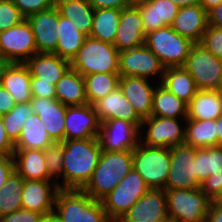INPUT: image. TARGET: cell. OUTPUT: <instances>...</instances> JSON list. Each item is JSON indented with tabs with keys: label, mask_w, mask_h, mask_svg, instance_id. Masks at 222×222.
Masks as SVG:
<instances>
[{
	"label": "cell",
	"mask_w": 222,
	"mask_h": 222,
	"mask_svg": "<svg viewBox=\"0 0 222 222\" xmlns=\"http://www.w3.org/2000/svg\"><path fill=\"white\" fill-rule=\"evenodd\" d=\"M60 189L81 190L98 165L101 147L98 138L64 140Z\"/></svg>",
	"instance_id": "obj_1"
},
{
	"label": "cell",
	"mask_w": 222,
	"mask_h": 222,
	"mask_svg": "<svg viewBox=\"0 0 222 222\" xmlns=\"http://www.w3.org/2000/svg\"><path fill=\"white\" fill-rule=\"evenodd\" d=\"M133 169V150L102 151L91 178L81 189L93 199L101 201Z\"/></svg>",
	"instance_id": "obj_2"
},
{
	"label": "cell",
	"mask_w": 222,
	"mask_h": 222,
	"mask_svg": "<svg viewBox=\"0 0 222 222\" xmlns=\"http://www.w3.org/2000/svg\"><path fill=\"white\" fill-rule=\"evenodd\" d=\"M53 215L57 222H111L101 201L77 189H59Z\"/></svg>",
	"instance_id": "obj_3"
},
{
	"label": "cell",
	"mask_w": 222,
	"mask_h": 222,
	"mask_svg": "<svg viewBox=\"0 0 222 222\" xmlns=\"http://www.w3.org/2000/svg\"><path fill=\"white\" fill-rule=\"evenodd\" d=\"M70 65L82 76L94 73H119V51L114 44L88 36Z\"/></svg>",
	"instance_id": "obj_4"
},
{
	"label": "cell",
	"mask_w": 222,
	"mask_h": 222,
	"mask_svg": "<svg viewBox=\"0 0 222 222\" xmlns=\"http://www.w3.org/2000/svg\"><path fill=\"white\" fill-rule=\"evenodd\" d=\"M171 165L170 149L138 142L133 149V169L150 189L165 190Z\"/></svg>",
	"instance_id": "obj_5"
},
{
	"label": "cell",
	"mask_w": 222,
	"mask_h": 222,
	"mask_svg": "<svg viewBox=\"0 0 222 222\" xmlns=\"http://www.w3.org/2000/svg\"><path fill=\"white\" fill-rule=\"evenodd\" d=\"M194 44L190 39L175 32L171 26L146 33L144 43L164 68L184 66Z\"/></svg>",
	"instance_id": "obj_6"
},
{
	"label": "cell",
	"mask_w": 222,
	"mask_h": 222,
	"mask_svg": "<svg viewBox=\"0 0 222 222\" xmlns=\"http://www.w3.org/2000/svg\"><path fill=\"white\" fill-rule=\"evenodd\" d=\"M170 222H206L211 200L197 189H165Z\"/></svg>",
	"instance_id": "obj_7"
},
{
	"label": "cell",
	"mask_w": 222,
	"mask_h": 222,
	"mask_svg": "<svg viewBox=\"0 0 222 222\" xmlns=\"http://www.w3.org/2000/svg\"><path fill=\"white\" fill-rule=\"evenodd\" d=\"M150 188L142 177L132 169L119 184L101 200L107 217L111 222H118L122 216L144 196Z\"/></svg>",
	"instance_id": "obj_8"
},
{
	"label": "cell",
	"mask_w": 222,
	"mask_h": 222,
	"mask_svg": "<svg viewBox=\"0 0 222 222\" xmlns=\"http://www.w3.org/2000/svg\"><path fill=\"white\" fill-rule=\"evenodd\" d=\"M182 121L185 123L186 119L151 115L141 123L139 142L150 147H165L169 149L184 144L185 124Z\"/></svg>",
	"instance_id": "obj_9"
},
{
	"label": "cell",
	"mask_w": 222,
	"mask_h": 222,
	"mask_svg": "<svg viewBox=\"0 0 222 222\" xmlns=\"http://www.w3.org/2000/svg\"><path fill=\"white\" fill-rule=\"evenodd\" d=\"M222 59L215 57L200 43H195L183 66L192 76L198 90H221Z\"/></svg>",
	"instance_id": "obj_10"
},
{
	"label": "cell",
	"mask_w": 222,
	"mask_h": 222,
	"mask_svg": "<svg viewBox=\"0 0 222 222\" xmlns=\"http://www.w3.org/2000/svg\"><path fill=\"white\" fill-rule=\"evenodd\" d=\"M171 165L165 189H197L201 181L196 175V148L180 144L170 148Z\"/></svg>",
	"instance_id": "obj_11"
},
{
	"label": "cell",
	"mask_w": 222,
	"mask_h": 222,
	"mask_svg": "<svg viewBox=\"0 0 222 222\" xmlns=\"http://www.w3.org/2000/svg\"><path fill=\"white\" fill-rule=\"evenodd\" d=\"M36 53L34 35L26 19L0 32V58L4 63H25Z\"/></svg>",
	"instance_id": "obj_12"
},
{
	"label": "cell",
	"mask_w": 222,
	"mask_h": 222,
	"mask_svg": "<svg viewBox=\"0 0 222 222\" xmlns=\"http://www.w3.org/2000/svg\"><path fill=\"white\" fill-rule=\"evenodd\" d=\"M164 70L157 56L145 45L119 52V75L122 77L146 78L160 84Z\"/></svg>",
	"instance_id": "obj_13"
},
{
	"label": "cell",
	"mask_w": 222,
	"mask_h": 222,
	"mask_svg": "<svg viewBox=\"0 0 222 222\" xmlns=\"http://www.w3.org/2000/svg\"><path fill=\"white\" fill-rule=\"evenodd\" d=\"M196 175L200 189L212 201L222 187V146L196 148Z\"/></svg>",
	"instance_id": "obj_14"
},
{
	"label": "cell",
	"mask_w": 222,
	"mask_h": 222,
	"mask_svg": "<svg viewBox=\"0 0 222 222\" xmlns=\"http://www.w3.org/2000/svg\"><path fill=\"white\" fill-rule=\"evenodd\" d=\"M98 141L102 151L133 150L139 142V129L131 122L110 119L101 122Z\"/></svg>",
	"instance_id": "obj_15"
},
{
	"label": "cell",
	"mask_w": 222,
	"mask_h": 222,
	"mask_svg": "<svg viewBox=\"0 0 222 222\" xmlns=\"http://www.w3.org/2000/svg\"><path fill=\"white\" fill-rule=\"evenodd\" d=\"M167 196L163 189H150L118 222H169Z\"/></svg>",
	"instance_id": "obj_16"
},
{
	"label": "cell",
	"mask_w": 222,
	"mask_h": 222,
	"mask_svg": "<svg viewBox=\"0 0 222 222\" xmlns=\"http://www.w3.org/2000/svg\"><path fill=\"white\" fill-rule=\"evenodd\" d=\"M100 125L93 105L67 106L65 140L98 138Z\"/></svg>",
	"instance_id": "obj_17"
},
{
	"label": "cell",
	"mask_w": 222,
	"mask_h": 222,
	"mask_svg": "<svg viewBox=\"0 0 222 222\" xmlns=\"http://www.w3.org/2000/svg\"><path fill=\"white\" fill-rule=\"evenodd\" d=\"M54 180H24L22 191V209L52 215L57 191Z\"/></svg>",
	"instance_id": "obj_18"
},
{
	"label": "cell",
	"mask_w": 222,
	"mask_h": 222,
	"mask_svg": "<svg viewBox=\"0 0 222 222\" xmlns=\"http://www.w3.org/2000/svg\"><path fill=\"white\" fill-rule=\"evenodd\" d=\"M35 40L37 53H53L58 45V8L56 5L26 18Z\"/></svg>",
	"instance_id": "obj_19"
},
{
	"label": "cell",
	"mask_w": 222,
	"mask_h": 222,
	"mask_svg": "<svg viewBox=\"0 0 222 222\" xmlns=\"http://www.w3.org/2000/svg\"><path fill=\"white\" fill-rule=\"evenodd\" d=\"M153 82L146 78L120 76L119 88L142 120L151 116L153 93L159 84Z\"/></svg>",
	"instance_id": "obj_20"
},
{
	"label": "cell",
	"mask_w": 222,
	"mask_h": 222,
	"mask_svg": "<svg viewBox=\"0 0 222 222\" xmlns=\"http://www.w3.org/2000/svg\"><path fill=\"white\" fill-rule=\"evenodd\" d=\"M141 13L135 5L121 10L114 45L119 52L138 48L145 43Z\"/></svg>",
	"instance_id": "obj_21"
},
{
	"label": "cell",
	"mask_w": 222,
	"mask_h": 222,
	"mask_svg": "<svg viewBox=\"0 0 222 222\" xmlns=\"http://www.w3.org/2000/svg\"><path fill=\"white\" fill-rule=\"evenodd\" d=\"M33 112L38 115L54 142L65 140V116L67 106L56 99L32 97Z\"/></svg>",
	"instance_id": "obj_22"
},
{
	"label": "cell",
	"mask_w": 222,
	"mask_h": 222,
	"mask_svg": "<svg viewBox=\"0 0 222 222\" xmlns=\"http://www.w3.org/2000/svg\"><path fill=\"white\" fill-rule=\"evenodd\" d=\"M92 105L100 122L110 119H122L133 123L140 129L143 120L129 104L119 87L105 97L98 99Z\"/></svg>",
	"instance_id": "obj_23"
},
{
	"label": "cell",
	"mask_w": 222,
	"mask_h": 222,
	"mask_svg": "<svg viewBox=\"0 0 222 222\" xmlns=\"http://www.w3.org/2000/svg\"><path fill=\"white\" fill-rule=\"evenodd\" d=\"M0 85L16 103H27L32 99L31 74L25 63H4L0 70Z\"/></svg>",
	"instance_id": "obj_24"
},
{
	"label": "cell",
	"mask_w": 222,
	"mask_h": 222,
	"mask_svg": "<svg viewBox=\"0 0 222 222\" xmlns=\"http://www.w3.org/2000/svg\"><path fill=\"white\" fill-rule=\"evenodd\" d=\"M208 26L207 12L200 4L179 8L171 25L179 35L200 43Z\"/></svg>",
	"instance_id": "obj_25"
},
{
	"label": "cell",
	"mask_w": 222,
	"mask_h": 222,
	"mask_svg": "<svg viewBox=\"0 0 222 222\" xmlns=\"http://www.w3.org/2000/svg\"><path fill=\"white\" fill-rule=\"evenodd\" d=\"M25 64L31 78H38V82H50L55 85L71 67L70 61L54 53H36Z\"/></svg>",
	"instance_id": "obj_26"
},
{
	"label": "cell",
	"mask_w": 222,
	"mask_h": 222,
	"mask_svg": "<svg viewBox=\"0 0 222 222\" xmlns=\"http://www.w3.org/2000/svg\"><path fill=\"white\" fill-rule=\"evenodd\" d=\"M135 6L141 13L145 33L171 26L179 10L170 0H150Z\"/></svg>",
	"instance_id": "obj_27"
},
{
	"label": "cell",
	"mask_w": 222,
	"mask_h": 222,
	"mask_svg": "<svg viewBox=\"0 0 222 222\" xmlns=\"http://www.w3.org/2000/svg\"><path fill=\"white\" fill-rule=\"evenodd\" d=\"M14 169L24 180H53L48 173L43 150L15 149Z\"/></svg>",
	"instance_id": "obj_28"
},
{
	"label": "cell",
	"mask_w": 222,
	"mask_h": 222,
	"mask_svg": "<svg viewBox=\"0 0 222 222\" xmlns=\"http://www.w3.org/2000/svg\"><path fill=\"white\" fill-rule=\"evenodd\" d=\"M222 114V91L198 90L188 103L186 120H216Z\"/></svg>",
	"instance_id": "obj_29"
},
{
	"label": "cell",
	"mask_w": 222,
	"mask_h": 222,
	"mask_svg": "<svg viewBox=\"0 0 222 222\" xmlns=\"http://www.w3.org/2000/svg\"><path fill=\"white\" fill-rule=\"evenodd\" d=\"M56 100L66 106L88 104L85 94L84 77L71 67L55 84Z\"/></svg>",
	"instance_id": "obj_30"
},
{
	"label": "cell",
	"mask_w": 222,
	"mask_h": 222,
	"mask_svg": "<svg viewBox=\"0 0 222 222\" xmlns=\"http://www.w3.org/2000/svg\"><path fill=\"white\" fill-rule=\"evenodd\" d=\"M55 31L58 33L59 38L58 45L53 53L71 62L83 46L87 36L76 28L74 21H70L62 16L59 10L58 28Z\"/></svg>",
	"instance_id": "obj_31"
},
{
	"label": "cell",
	"mask_w": 222,
	"mask_h": 222,
	"mask_svg": "<svg viewBox=\"0 0 222 222\" xmlns=\"http://www.w3.org/2000/svg\"><path fill=\"white\" fill-rule=\"evenodd\" d=\"M160 84L187 104L198 91L194 79L183 66L165 68Z\"/></svg>",
	"instance_id": "obj_32"
},
{
	"label": "cell",
	"mask_w": 222,
	"mask_h": 222,
	"mask_svg": "<svg viewBox=\"0 0 222 222\" xmlns=\"http://www.w3.org/2000/svg\"><path fill=\"white\" fill-rule=\"evenodd\" d=\"M55 5L62 16L75 22L81 33L90 36L94 9L88 0H55Z\"/></svg>",
	"instance_id": "obj_33"
},
{
	"label": "cell",
	"mask_w": 222,
	"mask_h": 222,
	"mask_svg": "<svg viewBox=\"0 0 222 222\" xmlns=\"http://www.w3.org/2000/svg\"><path fill=\"white\" fill-rule=\"evenodd\" d=\"M188 104L158 84L153 93L151 115L165 118L187 119Z\"/></svg>",
	"instance_id": "obj_34"
},
{
	"label": "cell",
	"mask_w": 222,
	"mask_h": 222,
	"mask_svg": "<svg viewBox=\"0 0 222 222\" xmlns=\"http://www.w3.org/2000/svg\"><path fill=\"white\" fill-rule=\"evenodd\" d=\"M53 143L42 121L37 114L33 113L24 122L22 132L15 142V149L44 150Z\"/></svg>",
	"instance_id": "obj_35"
},
{
	"label": "cell",
	"mask_w": 222,
	"mask_h": 222,
	"mask_svg": "<svg viewBox=\"0 0 222 222\" xmlns=\"http://www.w3.org/2000/svg\"><path fill=\"white\" fill-rule=\"evenodd\" d=\"M216 120H186L184 143L195 148L217 146Z\"/></svg>",
	"instance_id": "obj_36"
},
{
	"label": "cell",
	"mask_w": 222,
	"mask_h": 222,
	"mask_svg": "<svg viewBox=\"0 0 222 222\" xmlns=\"http://www.w3.org/2000/svg\"><path fill=\"white\" fill-rule=\"evenodd\" d=\"M120 13V9L114 8L94 10L92 30L89 37L114 44Z\"/></svg>",
	"instance_id": "obj_37"
},
{
	"label": "cell",
	"mask_w": 222,
	"mask_h": 222,
	"mask_svg": "<svg viewBox=\"0 0 222 222\" xmlns=\"http://www.w3.org/2000/svg\"><path fill=\"white\" fill-rule=\"evenodd\" d=\"M83 77L86 99L90 105L119 87V73H94Z\"/></svg>",
	"instance_id": "obj_38"
},
{
	"label": "cell",
	"mask_w": 222,
	"mask_h": 222,
	"mask_svg": "<svg viewBox=\"0 0 222 222\" xmlns=\"http://www.w3.org/2000/svg\"><path fill=\"white\" fill-rule=\"evenodd\" d=\"M24 179L15 171L0 190V217L22 209Z\"/></svg>",
	"instance_id": "obj_39"
},
{
	"label": "cell",
	"mask_w": 222,
	"mask_h": 222,
	"mask_svg": "<svg viewBox=\"0 0 222 222\" xmlns=\"http://www.w3.org/2000/svg\"><path fill=\"white\" fill-rule=\"evenodd\" d=\"M33 109L30 102L16 103L14 108L2 116L4 129L9 138L15 143L21 132L24 122L33 114Z\"/></svg>",
	"instance_id": "obj_40"
},
{
	"label": "cell",
	"mask_w": 222,
	"mask_h": 222,
	"mask_svg": "<svg viewBox=\"0 0 222 222\" xmlns=\"http://www.w3.org/2000/svg\"><path fill=\"white\" fill-rule=\"evenodd\" d=\"M43 152L49 176L57 183L60 189V178L62 179L63 167V143L54 142L47 146Z\"/></svg>",
	"instance_id": "obj_41"
},
{
	"label": "cell",
	"mask_w": 222,
	"mask_h": 222,
	"mask_svg": "<svg viewBox=\"0 0 222 222\" xmlns=\"http://www.w3.org/2000/svg\"><path fill=\"white\" fill-rule=\"evenodd\" d=\"M25 19L11 0H0V32L20 24Z\"/></svg>",
	"instance_id": "obj_42"
},
{
	"label": "cell",
	"mask_w": 222,
	"mask_h": 222,
	"mask_svg": "<svg viewBox=\"0 0 222 222\" xmlns=\"http://www.w3.org/2000/svg\"><path fill=\"white\" fill-rule=\"evenodd\" d=\"M200 44L215 57L222 59V27L208 25Z\"/></svg>",
	"instance_id": "obj_43"
},
{
	"label": "cell",
	"mask_w": 222,
	"mask_h": 222,
	"mask_svg": "<svg viewBox=\"0 0 222 222\" xmlns=\"http://www.w3.org/2000/svg\"><path fill=\"white\" fill-rule=\"evenodd\" d=\"M11 1L20 10V12L25 18L37 12L47 10L55 5V0H11Z\"/></svg>",
	"instance_id": "obj_44"
},
{
	"label": "cell",
	"mask_w": 222,
	"mask_h": 222,
	"mask_svg": "<svg viewBox=\"0 0 222 222\" xmlns=\"http://www.w3.org/2000/svg\"><path fill=\"white\" fill-rule=\"evenodd\" d=\"M44 215L30 210L20 209L0 217V222H41Z\"/></svg>",
	"instance_id": "obj_45"
},
{
	"label": "cell",
	"mask_w": 222,
	"mask_h": 222,
	"mask_svg": "<svg viewBox=\"0 0 222 222\" xmlns=\"http://www.w3.org/2000/svg\"><path fill=\"white\" fill-rule=\"evenodd\" d=\"M32 97L56 99L55 85L50 82H38V78H31Z\"/></svg>",
	"instance_id": "obj_46"
},
{
	"label": "cell",
	"mask_w": 222,
	"mask_h": 222,
	"mask_svg": "<svg viewBox=\"0 0 222 222\" xmlns=\"http://www.w3.org/2000/svg\"><path fill=\"white\" fill-rule=\"evenodd\" d=\"M15 143L9 138L4 129L2 116L0 115V156H13Z\"/></svg>",
	"instance_id": "obj_47"
},
{
	"label": "cell",
	"mask_w": 222,
	"mask_h": 222,
	"mask_svg": "<svg viewBox=\"0 0 222 222\" xmlns=\"http://www.w3.org/2000/svg\"><path fill=\"white\" fill-rule=\"evenodd\" d=\"M94 10L97 9H124L130 6L129 0H88Z\"/></svg>",
	"instance_id": "obj_48"
},
{
	"label": "cell",
	"mask_w": 222,
	"mask_h": 222,
	"mask_svg": "<svg viewBox=\"0 0 222 222\" xmlns=\"http://www.w3.org/2000/svg\"><path fill=\"white\" fill-rule=\"evenodd\" d=\"M14 171L13 156H0V190Z\"/></svg>",
	"instance_id": "obj_49"
},
{
	"label": "cell",
	"mask_w": 222,
	"mask_h": 222,
	"mask_svg": "<svg viewBox=\"0 0 222 222\" xmlns=\"http://www.w3.org/2000/svg\"><path fill=\"white\" fill-rule=\"evenodd\" d=\"M16 102L8 91L0 85V115L9 113L15 106Z\"/></svg>",
	"instance_id": "obj_50"
},
{
	"label": "cell",
	"mask_w": 222,
	"mask_h": 222,
	"mask_svg": "<svg viewBox=\"0 0 222 222\" xmlns=\"http://www.w3.org/2000/svg\"><path fill=\"white\" fill-rule=\"evenodd\" d=\"M208 25L222 27V2L207 13Z\"/></svg>",
	"instance_id": "obj_51"
},
{
	"label": "cell",
	"mask_w": 222,
	"mask_h": 222,
	"mask_svg": "<svg viewBox=\"0 0 222 222\" xmlns=\"http://www.w3.org/2000/svg\"><path fill=\"white\" fill-rule=\"evenodd\" d=\"M206 222H222V204L211 202L208 208Z\"/></svg>",
	"instance_id": "obj_52"
},
{
	"label": "cell",
	"mask_w": 222,
	"mask_h": 222,
	"mask_svg": "<svg viewBox=\"0 0 222 222\" xmlns=\"http://www.w3.org/2000/svg\"><path fill=\"white\" fill-rule=\"evenodd\" d=\"M222 0H200V5L208 13L213 8L217 7Z\"/></svg>",
	"instance_id": "obj_53"
},
{
	"label": "cell",
	"mask_w": 222,
	"mask_h": 222,
	"mask_svg": "<svg viewBox=\"0 0 222 222\" xmlns=\"http://www.w3.org/2000/svg\"><path fill=\"white\" fill-rule=\"evenodd\" d=\"M170 1L176 4L179 8L200 4V0H170Z\"/></svg>",
	"instance_id": "obj_54"
},
{
	"label": "cell",
	"mask_w": 222,
	"mask_h": 222,
	"mask_svg": "<svg viewBox=\"0 0 222 222\" xmlns=\"http://www.w3.org/2000/svg\"><path fill=\"white\" fill-rule=\"evenodd\" d=\"M217 123V146H222V114L216 119Z\"/></svg>",
	"instance_id": "obj_55"
},
{
	"label": "cell",
	"mask_w": 222,
	"mask_h": 222,
	"mask_svg": "<svg viewBox=\"0 0 222 222\" xmlns=\"http://www.w3.org/2000/svg\"><path fill=\"white\" fill-rule=\"evenodd\" d=\"M211 202L216 204H222V187L219 191V194Z\"/></svg>",
	"instance_id": "obj_56"
},
{
	"label": "cell",
	"mask_w": 222,
	"mask_h": 222,
	"mask_svg": "<svg viewBox=\"0 0 222 222\" xmlns=\"http://www.w3.org/2000/svg\"><path fill=\"white\" fill-rule=\"evenodd\" d=\"M41 222H57L56 217L52 214L49 216H44Z\"/></svg>",
	"instance_id": "obj_57"
},
{
	"label": "cell",
	"mask_w": 222,
	"mask_h": 222,
	"mask_svg": "<svg viewBox=\"0 0 222 222\" xmlns=\"http://www.w3.org/2000/svg\"><path fill=\"white\" fill-rule=\"evenodd\" d=\"M146 1H150V0H129L130 5H137L139 3L146 2Z\"/></svg>",
	"instance_id": "obj_58"
},
{
	"label": "cell",
	"mask_w": 222,
	"mask_h": 222,
	"mask_svg": "<svg viewBox=\"0 0 222 222\" xmlns=\"http://www.w3.org/2000/svg\"><path fill=\"white\" fill-rule=\"evenodd\" d=\"M3 64H4V62H3L2 59L0 58V70H1V68H2V66H3Z\"/></svg>",
	"instance_id": "obj_59"
},
{
	"label": "cell",
	"mask_w": 222,
	"mask_h": 222,
	"mask_svg": "<svg viewBox=\"0 0 222 222\" xmlns=\"http://www.w3.org/2000/svg\"><path fill=\"white\" fill-rule=\"evenodd\" d=\"M222 68V66H221ZM221 91H222V71H221Z\"/></svg>",
	"instance_id": "obj_60"
}]
</instances>
